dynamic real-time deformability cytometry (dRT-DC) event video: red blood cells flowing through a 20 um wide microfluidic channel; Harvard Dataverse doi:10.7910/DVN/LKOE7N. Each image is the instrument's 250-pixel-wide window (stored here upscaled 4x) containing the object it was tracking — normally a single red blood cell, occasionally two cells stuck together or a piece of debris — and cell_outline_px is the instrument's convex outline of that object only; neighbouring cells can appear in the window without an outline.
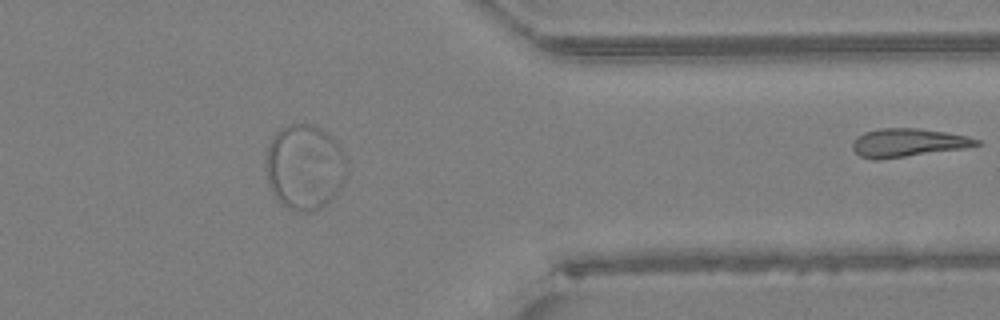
{"species": "Egyptian fruit bat (a non-hibernating species)", "species_latin": "Rousettus aegyptiacus", "temperature_condition": "warm", "stored_images_in_passage": 36, "segment_of_instrument_passage": [2, 2], "camera_frame_rate_fps": 3000, "um_per_image_px": 0.085, "animal": {"sex": "female"}, "frame": {"image": 1, "passage_image": 36, "time_ms": 11.667, "image_size_px": [1000, 320], "cell_outline_px": [[980, 144], [964, 148], [880, 160], [872, 160], [860, 156], [852, 148], [852, 144], [856, 136], [864, 132], [880, 128], [916, 128], [944, 132], [968, 136], [980, 140]], "centroid_in_image_um": [77.13, 12.13], "position_along_channel_um": 334.3, "area_um2": 20.46}}